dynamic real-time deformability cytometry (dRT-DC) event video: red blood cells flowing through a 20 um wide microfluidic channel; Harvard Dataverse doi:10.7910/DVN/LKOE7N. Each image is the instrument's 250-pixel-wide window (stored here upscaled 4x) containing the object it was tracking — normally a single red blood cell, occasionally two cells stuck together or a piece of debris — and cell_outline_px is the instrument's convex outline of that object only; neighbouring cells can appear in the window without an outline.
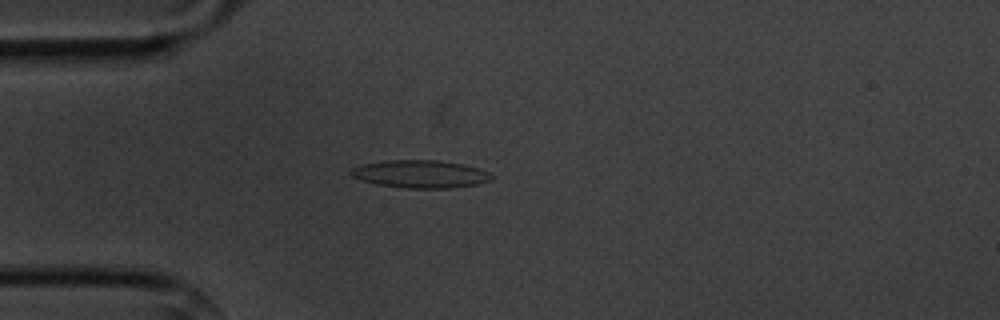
{"species": "common noctule bat (a hibernating species)", "species_latin": "Nyctalus noctula", "temperature_condition": "cold", "stored_images_in_passage": 3, "camera_frame_rate_fps": 3000, "um_per_image_px": 0.085, "animal": {"sex": "male", "body_mass_g": 20.1, "forearm_length_mm": 53.5}, "frame": {"image": 1, "passage_image": 3, "time_ms": 3.0, "image_size_px": [1000, 320], "cell_outline_px": [[492, 180], [476, 184], [448, 188], [408, 188], [376, 184], [352, 176], [352, 168], [364, 164], [388, 160], [436, 160], [460, 164], [480, 168], [488, 172], [492, 176]], "centroid_in_image_um": [35.76, 14.79], "position_along_channel_um": 49.2, "area_um2": 22.31}}